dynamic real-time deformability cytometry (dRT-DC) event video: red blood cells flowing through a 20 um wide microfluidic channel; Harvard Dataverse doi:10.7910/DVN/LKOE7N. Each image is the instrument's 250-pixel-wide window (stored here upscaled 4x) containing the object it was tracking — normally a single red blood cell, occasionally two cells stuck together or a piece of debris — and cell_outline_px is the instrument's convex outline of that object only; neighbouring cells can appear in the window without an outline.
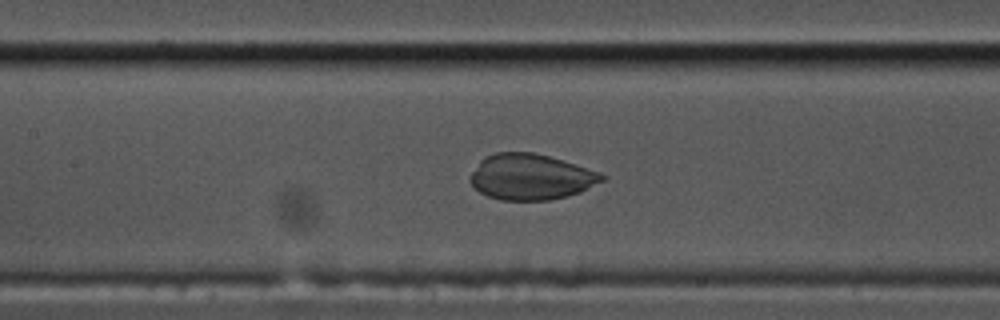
{"species": "common noctule bat (a hibernating species)", "species_latin": "Nyctalus noctula", "temperature_condition": "cold", "stored_images_in_passage": 59, "camera_frame_rate_fps": 3000, "um_per_image_px": 0.085, "animal": {"sex": "male", "body_mass_g": 17.5, "forearm_length_mm": 52.3}, "frame": {"image": 1, "passage_image": 27, "time_ms": 8.667, "image_size_px": [1000, 320], "cell_outline_px": [[608, 176], [604, 180], [580, 192], [568, 196], [548, 200], [500, 200], [488, 196], [480, 192], [468, 180], [472, 172], [480, 160], [484, 156], [496, 152], [532, 152], [548, 156], [600, 172]], "centroid_in_image_um": [45.11, 15.03], "position_along_channel_um": 162.3, "area_um2": 35.08}}
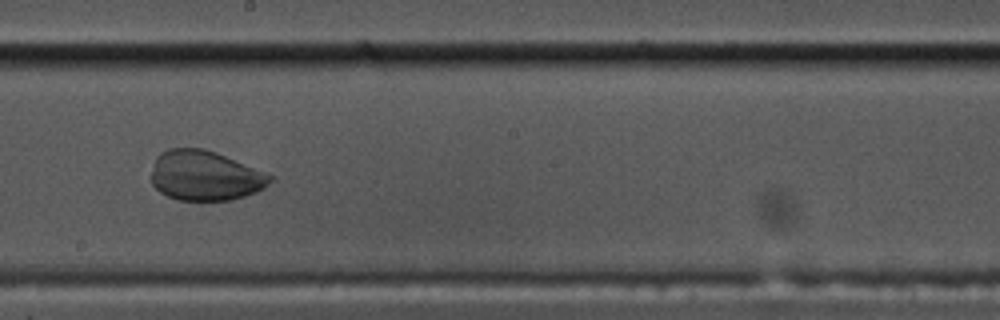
{"frame": {"image": 2, "passage_image": 33, "time_ms": 10.667, "image_size_px": [1000, 320], "cell_outline_px": [[276, 176], [264, 188], [256, 192], [232, 200], [180, 200], [168, 196], [160, 192], [152, 184], [152, 172], [156, 156], [160, 152], [168, 148], [204, 148], [216, 152]], "centroid_in_image_um": [17.45, 14.92], "position_along_channel_um": 230.8, "area_um2": 34.68}}
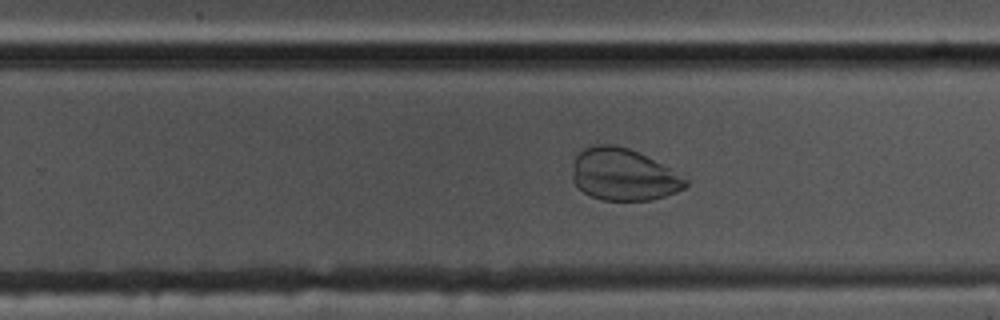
{"frame": {"image": 3, "passage_image": 37, "time_ms": 12.0, "image_size_px": [1000, 320], "cell_outline_px": [[688, 184], [684, 188], [676, 192], [664, 196], [648, 200], [600, 200], [584, 192], [572, 180], [572, 160], [584, 148], [592, 144], [612, 144], [628, 148], [668, 168], [688, 180]], "centroid_in_image_um": [52.93, 14.84], "position_along_channel_um": 276.9, "area_um2": 33.93}}